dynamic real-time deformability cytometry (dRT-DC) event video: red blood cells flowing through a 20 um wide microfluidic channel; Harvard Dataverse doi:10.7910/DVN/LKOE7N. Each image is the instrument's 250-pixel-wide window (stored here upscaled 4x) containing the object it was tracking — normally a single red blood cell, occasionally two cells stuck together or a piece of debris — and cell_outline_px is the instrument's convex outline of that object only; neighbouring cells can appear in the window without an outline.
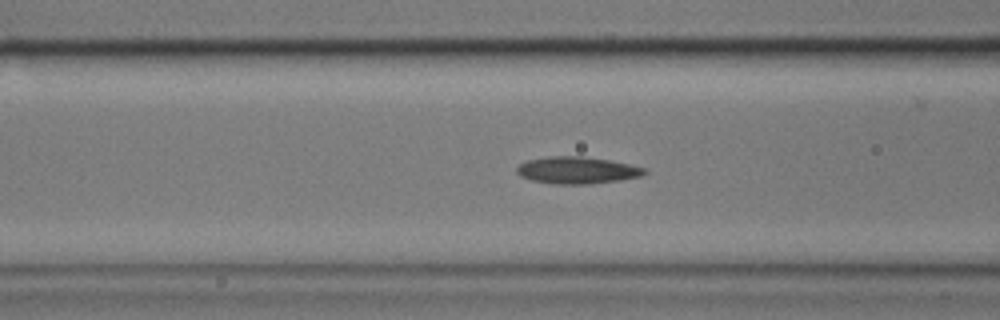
{"species": "common noctule bat (a hibernating species)", "species_latin": "Nyctalus noctula", "temperature_condition": "cold", "stored_images_in_passage": 39, "camera_frame_rate_fps": 3000, "um_per_image_px": 0.085, "animal": {"sex": "male", "body_mass_g": 17.9}, "frame": {"image": 1, "passage_image": 4, "time_ms": 1.0, "image_size_px": [1000, 320], "cell_outline_px": [[648, 172], [640, 176], [620, 180], [588, 184], [556, 184], [532, 180], [520, 176], [516, 172], [516, 168], [520, 164], [528, 160], [552, 156], [580, 156], [608, 160], [648, 168]], "centroid_in_image_um": [49.07, 14.47], "position_along_channel_um": 117.5, "area_um2": 19.94}}
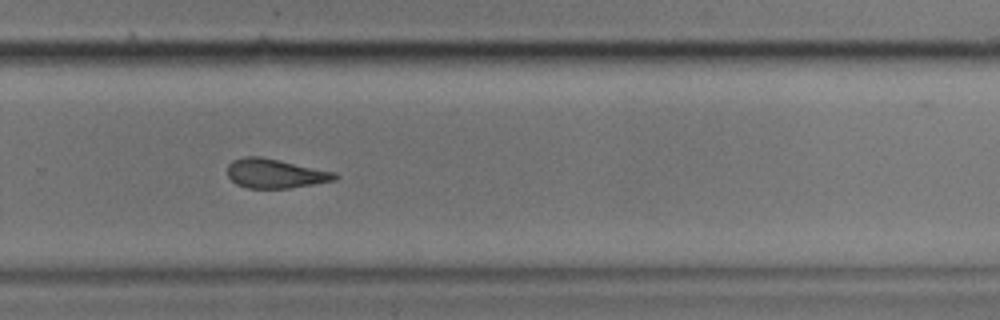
{"frame": {"image": 2, "passage_image": 20, "time_ms": 6.333, "image_size_px": [1000, 320], "cell_outline_px": [[340, 176], [336, 180], [288, 188], [248, 188], [236, 184], [228, 176], [228, 164], [232, 160], [244, 156], [260, 156], [280, 160], [336, 172]], "centroid_in_image_um": [23.4, 14.74], "position_along_channel_um": 306.4, "area_um2": 18.38}}
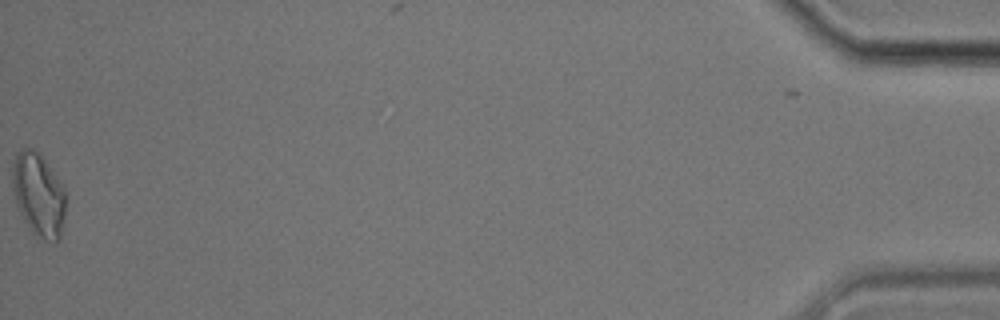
{"frame": {"image": 3, "passage_image": 39, "time_ms": 12.667, "image_size_px": [1000, 320], "cell_outline_px": [[64, 220], [60, 240], [56, 240], [40, 236], [32, 232], [24, 220], [16, 204], [12, 184], [12, 164], [16, 152], [24, 148], [32, 148], [40, 152], [64, 184]], "centroid_in_image_um": [3.27, 16.46], "position_along_channel_um": 431.9, "area_um2": 25.95}, "authors_computed_cell_mechanics": {"area_um2": 19.4208, "velocity_mm_per_s": 3.5394, "shape_relaxation_time_tau1_ms": 10.788, "shape_relaxation_time_tau2_ms": 3.7937, "deformation_change_tau1": 0.1879, "deformation_change_tau2": 0.1166}}